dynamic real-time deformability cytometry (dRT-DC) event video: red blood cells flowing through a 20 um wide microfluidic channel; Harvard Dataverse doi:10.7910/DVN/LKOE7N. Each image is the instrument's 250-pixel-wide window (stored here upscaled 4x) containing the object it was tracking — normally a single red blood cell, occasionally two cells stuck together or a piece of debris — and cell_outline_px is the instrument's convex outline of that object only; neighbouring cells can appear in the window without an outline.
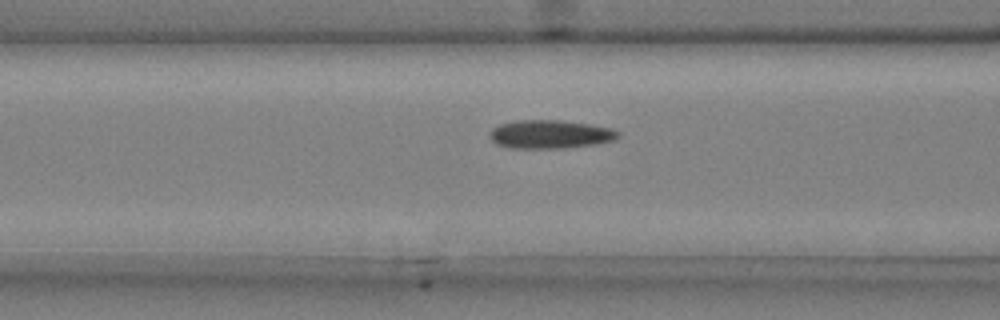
{"species": "common noctule bat (a hibernating species)", "species_latin": "Nyctalus noctula", "temperature_condition": "cold", "stored_images_in_passage": 47, "camera_frame_rate_fps": 3000, "um_per_image_px": 0.085, "animal": {"sex": "male", "body_mass_g": 20.4}, "frame": {"image": 1, "passage_image": 21, "time_ms": 6.667, "image_size_px": [1000, 320], "cell_outline_px": [[620, 136], [616, 140], [600, 144], [564, 148], [508, 148], [496, 144], [492, 140], [492, 128], [500, 124], [520, 120], [560, 120], [588, 124], [612, 128], [620, 132]], "centroid_in_image_um": [46.84, 11.42], "position_along_channel_um": 119.8, "area_um2": 21.39}}
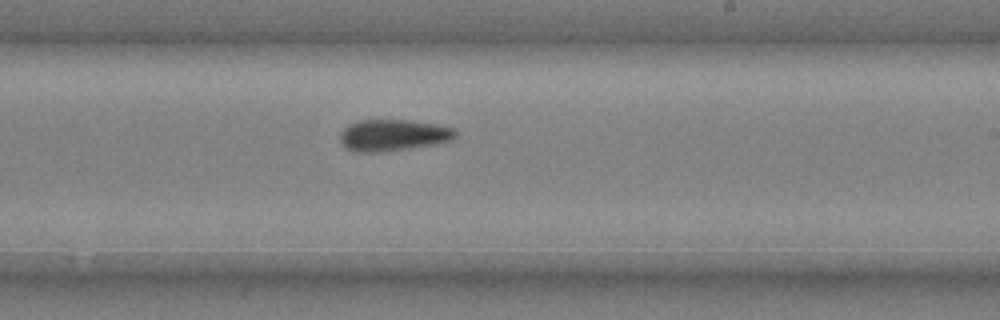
{"frame": {"image": 2, "passage_image": 32, "time_ms": 10.333, "image_size_px": [1000, 320], "cell_outline_px": [[456, 136], [452, 140], [432, 144], [408, 148], [380, 152], [356, 152], [348, 148], [340, 140], [340, 132], [348, 124], [360, 120], [412, 120], [436, 124], [452, 128], [456, 132]], "centroid_in_image_um": [33.4, 11.48], "position_along_channel_um": 255.6, "area_um2": 20.98}}
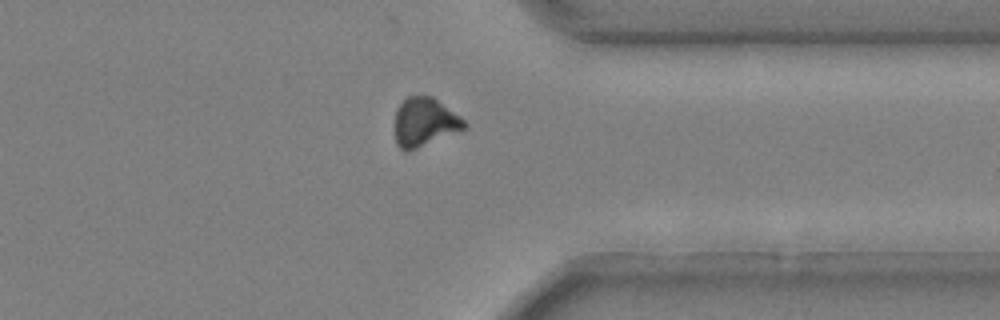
{"frame": {"image": 3, "passage_image": 42, "time_ms": 13.667, "image_size_px": [1000, 320], "cell_outline_px": [[468, 124], [464, 128], [408, 152], [404, 152], [396, 144], [396, 108], [408, 96], [432, 96], [460, 116]], "centroid_in_image_um": [36.07, 10.38], "position_along_channel_um": 375.3, "area_um2": 19.36}}